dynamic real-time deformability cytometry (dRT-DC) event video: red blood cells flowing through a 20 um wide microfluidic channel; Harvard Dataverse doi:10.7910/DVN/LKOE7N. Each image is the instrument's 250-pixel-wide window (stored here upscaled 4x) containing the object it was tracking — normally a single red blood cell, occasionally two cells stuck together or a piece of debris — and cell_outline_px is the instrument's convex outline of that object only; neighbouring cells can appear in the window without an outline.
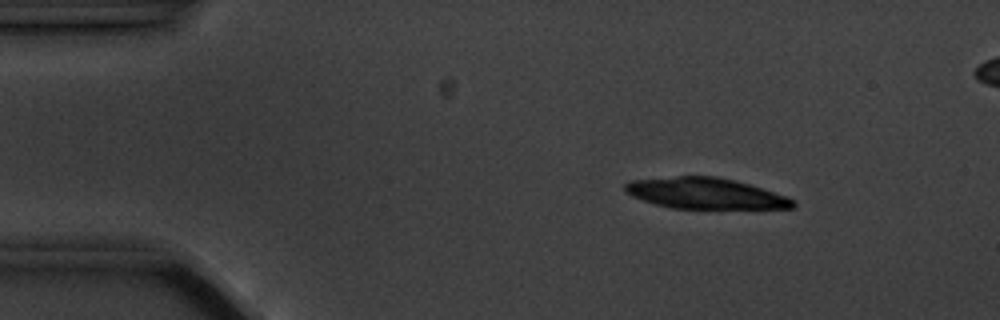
{"species": "common noctule bat (a hibernating species)", "species_latin": "Nyctalus noctula", "temperature_condition": "cold", "stored_images_in_passage": 3, "camera_frame_rate_fps": 3000, "um_per_image_px": 0.085, "animal": {"sex": "male", "body_mass_g": 20.1, "forearm_length_mm": 53.5}, "frame": {"image": 1, "passage_image": 2, "time_ms": 1.333, "image_size_px": [1000, 320], "cell_outline_px": [[796, 204], [792, 208], [672, 208], [656, 204], [632, 196], [624, 192], [624, 184], [628, 180], [676, 176], [716, 176], [748, 184], [796, 200]], "centroid_in_image_um": [59.88, 16.43], "position_along_channel_um": 25.1, "area_um2": 29.94}}